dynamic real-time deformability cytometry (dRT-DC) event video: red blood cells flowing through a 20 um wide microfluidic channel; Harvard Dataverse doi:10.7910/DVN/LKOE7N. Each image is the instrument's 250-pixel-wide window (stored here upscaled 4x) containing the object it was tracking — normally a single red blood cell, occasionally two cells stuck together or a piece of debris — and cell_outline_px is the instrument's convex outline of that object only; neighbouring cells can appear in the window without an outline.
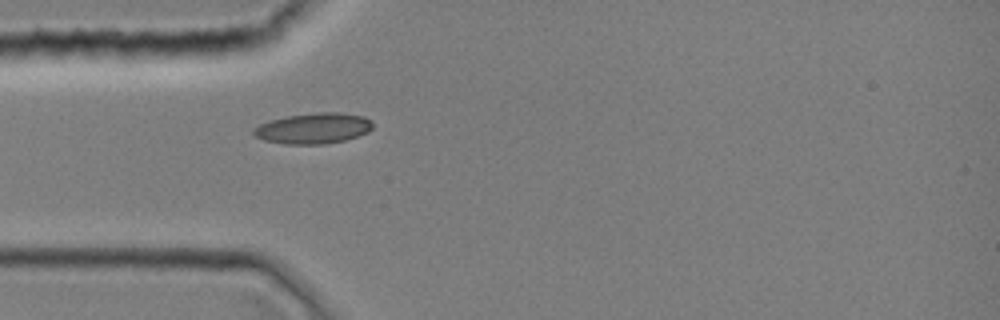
{"species": "common noctule bat (a hibernating species)", "species_latin": "Nyctalus noctula", "temperature_condition": "room temperature", "stored_images_in_passage": 1, "camera_frame_rate_fps": 3000, "um_per_image_px": 0.085, "animal": {"sex": "female", "body_mass_g": 19.0, "forearm_length_mm": 51.5}, "frame": {"image": 1, "passage_image": 1, "time_ms": 0.0, "image_size_px": [1000, 320], "cell_outline_px": [[372, 128], [368, 132], [344, 140], [324, 144], [284, 144], [264, 140], [252, 136], [252, 128], [268, 120], [288, 116], [316, 112], [340, 112], [364, 116], [372, 120]], "centroid_in_image_um": [26.6, 10.9], "position_along_channel_um": 58.4, "area_um2": 21.5}}